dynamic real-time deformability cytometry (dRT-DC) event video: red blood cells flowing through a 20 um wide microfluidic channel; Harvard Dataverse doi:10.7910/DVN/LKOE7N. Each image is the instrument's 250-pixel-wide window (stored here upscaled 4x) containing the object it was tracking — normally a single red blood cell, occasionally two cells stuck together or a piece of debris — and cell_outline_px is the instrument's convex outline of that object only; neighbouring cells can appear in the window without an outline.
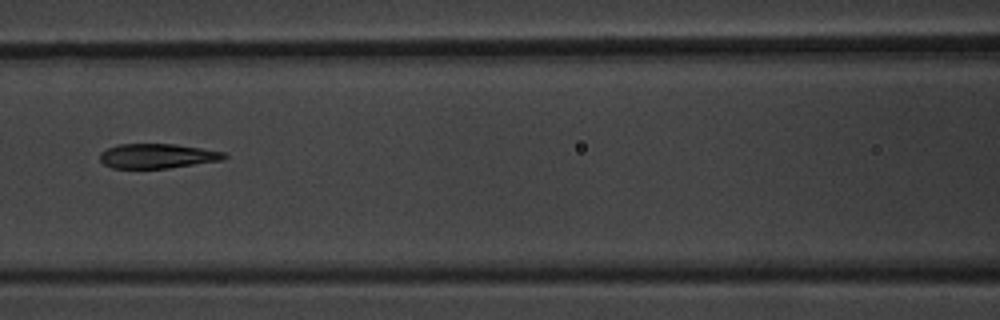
{"species": "common noctule bat (a hibernating species)", "species_latin": "Nyctalus noctula", "temperature_condition": "warm", "stored_images_in_passage": 6, "camera_frame_rate_fps": 3000, "um_per_image_px": 0.085, "animal": {"sex": "male", "body_mass_g": 20.1, "forearm_length_mm": 53.5}, "frame": {"image": 1, "passage_image": 6, "time_ms": 6.0, "image_size_px": [1000, 320], "cell_outline_px": [[228, 156], [224, 160], [168, 168], [112, 168], [104, 164], [100, 160], [100, 152], [116, 144], [176, 144], [224, 152]], "centroid_in_image_um": [13.37, 13.26], "position_along_channel_um": 153.2, "area_um2": 17.86}}